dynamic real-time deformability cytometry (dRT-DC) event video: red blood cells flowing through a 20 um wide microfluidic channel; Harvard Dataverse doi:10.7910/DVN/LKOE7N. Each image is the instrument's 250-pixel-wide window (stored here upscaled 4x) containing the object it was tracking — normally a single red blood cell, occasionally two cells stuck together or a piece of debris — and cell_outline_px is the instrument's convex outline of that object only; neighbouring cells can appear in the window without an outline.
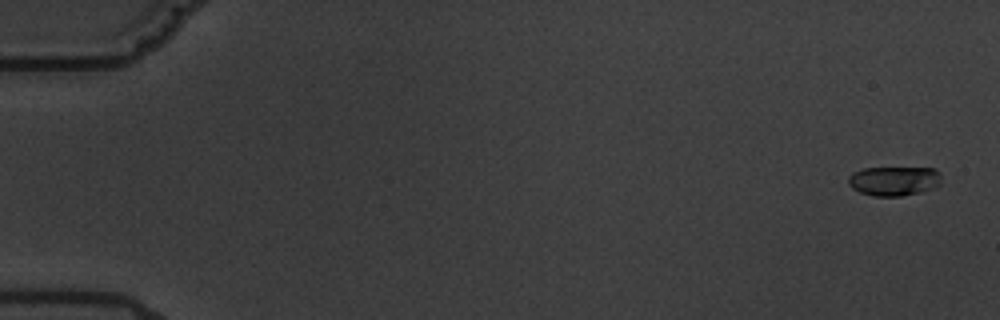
{"species": "common noctule bat (a hibernating species)", "species_latin": "Nyctalus noctula", "temperature_condition": "warm", "stored_images_in_passage": 6, "camera_frame_rate_fps": 3000, "um_per_image_px": 0.085, "animal": {"sex": "male", "body_mass_g": 19.5, "forearm_length_mm": 54.6}, "frame": {"image": 1, "passage_image": 1, "time_ms": 0.0, "image_size_px": [1000, 320], "cell_outline_px": [[940, 184], [932, 188], [920, 192], [900, 196], [872, 196], [860, 192], [852, 188], [848, 184], [848, 176], [852, 172], [864, 168], [936, 168], [940, 172]], "centroid_in_image_um": [75.97, 15.37], "position_along_channel_um": 9.0, "area_um2": 16.01}}
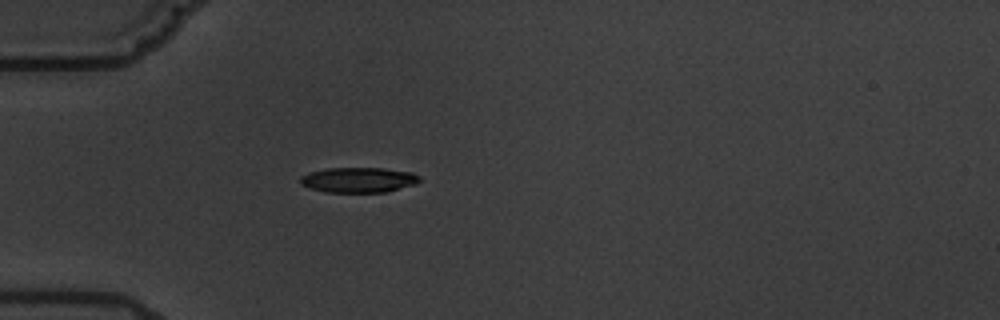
{"frame": {"image": 2, "passage_image": 5, "time_ms": 5.667, "image_size_px": [1000, 320], "cell_outline_px": [[420, 180], [416, 184], [388, 192], [324, 192], [300, 184], [300, 176], [308, 172], [328, 168], [384, 168], [412, 172], [420, 176]], "centroid_in_image_um": [30.49, 15.29], "position_along_channel_um": 54.5, "area_um2": 17.63}}